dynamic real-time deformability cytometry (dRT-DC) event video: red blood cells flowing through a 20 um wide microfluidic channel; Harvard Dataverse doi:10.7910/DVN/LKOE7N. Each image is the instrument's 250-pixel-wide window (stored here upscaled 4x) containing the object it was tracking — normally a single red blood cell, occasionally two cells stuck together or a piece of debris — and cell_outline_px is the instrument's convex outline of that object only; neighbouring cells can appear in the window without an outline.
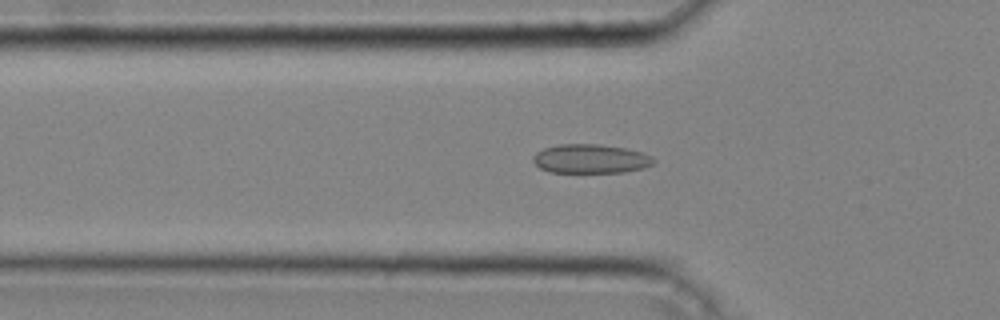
{"species": "common noctule bat (a hibernating species)", "species_latin": "Nyctalus noctula", "temperature_condition": "cold", "stored_images_in_passage": 43, "camera_frame_rate_fps": 3000, "um_per_image_px": 0.085, "animal": {"sex": "male", "body_mass_g": 20.4}, "frame": {"image": 1, "passage_image": 14, "time_ms": 4.333, "image_size_px": [1000, 320], "cell_outline_px": [[656, 160], [652, 164], [644, 168], [624, 172], [548, 172], [540, 168], [532, 160], [532, 156], [536, 152], [544, 148], [560, 144], [600, 144], [624, 148], [640, 152], [652, 156]], "centroid_in_image_um": [50.18, 13.5], "position_along_channel_um": 75.6, "area_um2": 20.4}}
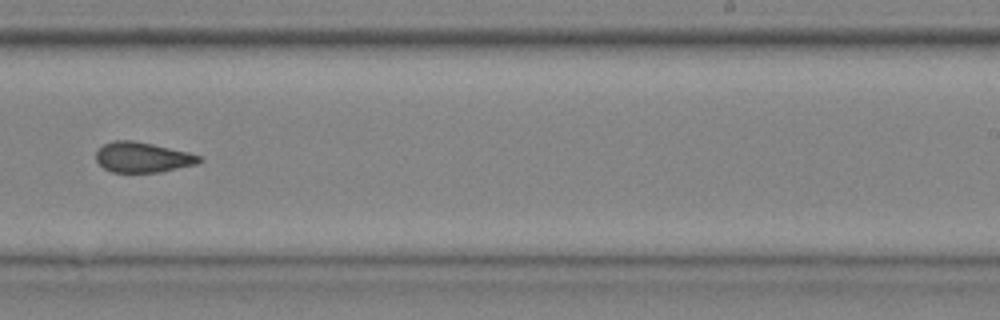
{"frame": {"image": 2, "passage_image": 28, "time_ms": 9.0, "image_size_px": [1000, 320], "cell_outline_px": [[204, 160], [196, 164], [160, 172], [112, 172], [104, 168], [96, 160], [96, 152], [104, 144], [112, 140], [132, 140], [152, 144], [188, 152], [200, 156]], "centroid_in_image_um": [12.12, 13.37], "position_along_channel_um": 276.9, "area_um2": 18.09}}
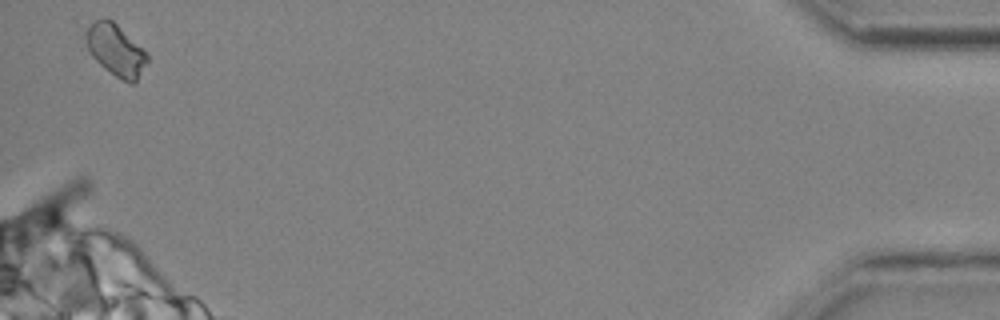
{"frame": {"image": 3, "passage_image": 43, "time_ms": 14.0, "image_size_px": [1000, 320], "cell_outline_px": [[148, 60], [136, 80], [132, 84], [116, 76], [104, 68], [88, 52], [84, 32], [88, 24], [96, 20], [112, 20], [148, 56]], "centroid_in_image_um": [9.77, 4.25], "position_along_channel_um": 425.4, "area_um2": 17.8}, "authors_computed_cell_mechanics": {"area_um2": 18.496, "velocity_mm_per_s": 4.3094, "shape_relaxation_time_tau1_ms": null, "shape_relaxation_time_tau2_ms": 2.3756, "deformation_change_tau1": null, "deformation_change_tau2": 0.0669}}